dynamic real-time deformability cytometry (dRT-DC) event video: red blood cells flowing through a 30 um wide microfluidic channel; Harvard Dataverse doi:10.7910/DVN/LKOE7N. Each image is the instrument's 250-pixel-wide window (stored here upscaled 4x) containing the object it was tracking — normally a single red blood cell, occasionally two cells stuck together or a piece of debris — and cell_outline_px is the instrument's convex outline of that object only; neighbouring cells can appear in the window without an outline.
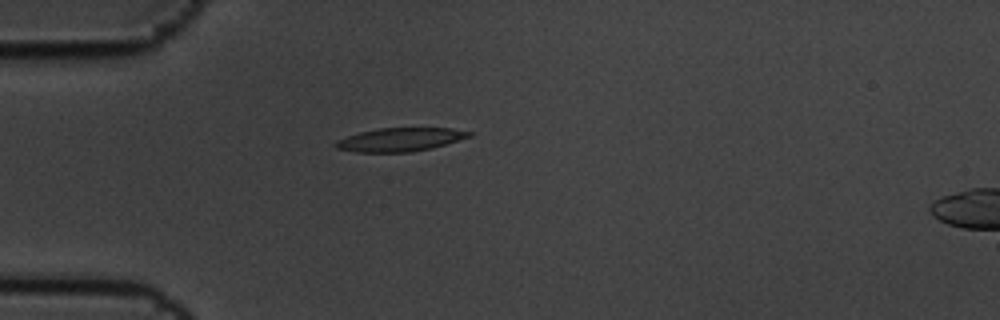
{"species": "common noctule bat (a hibernating species)", "species_latin": "Nyctalus noctula", "temperature_condition": "cold", "stored_images_in_passage": 7, "camera_frame_rate_fps": 3000, "um_per_image_px": 0.085, "animal": {"sex": "male", "body_mass_g": 19.5, "forearm_length_mm": 54.6}, "frame": {"image": 1, "passage_image": 1, "time_ms": 0.0, "image_size_px": [1000, 320], "cell_outline_px": [[472, 136], [432, 148], [412, 152], [356, 152], [336, 148], [332, 144], [336, 140], [360, 132], [380, 128], [452, 128], [472, 132]], "centroid_in_image_um": [34.0, 11.87], "position_along_channel_um": 51.0, "area_um2": 18.26}}
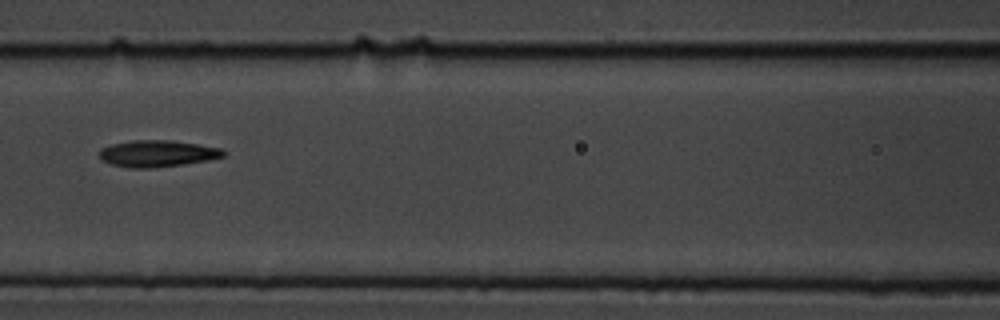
{"frame": {"image": 2, "passage_image": 4, "time_ms": 1.0, "image_size_px": [1000, 320], "cell_outline_px": [[224, 156], [208, 160], [184, 164], [148, 168], [132, 168], [112, 164], [100, 160], [100, 148], [112, 144], [132, 140], [168, 140], [196, 144], [220, 148], [224, 152]], "centroid_in_image_um": [13.33, 13.05], "position_along_channel_um": 153.3, "area_um2": 19.02}}
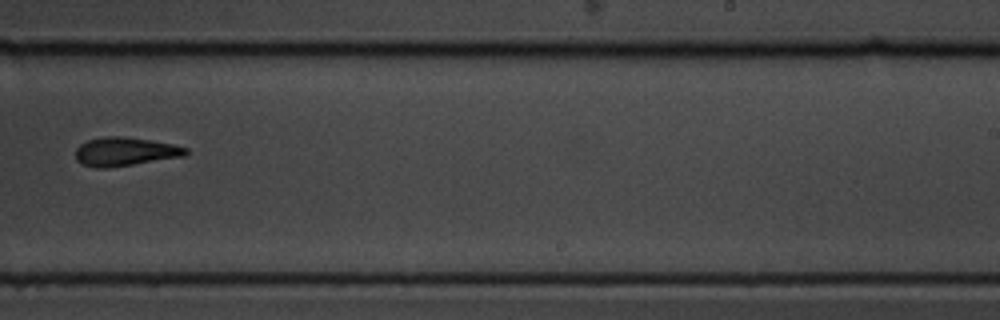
{"frame": {"image": 3, "passage_image": 7, "time_ms": 2.0, "image_size_px": [1000, 320], "cell_outline_px": [[188, 152], [184, 156], [108, 168], [96, 168], [84, 164], [76, 160], [76, 148], [80, 144], [88, 140], [104, 136], [120, 136], [148, 140], [172, 144], [188, 148]], "centroid_in_image_um": [10.6, 12.89], "position_along_channel_um": 278.4, "area_um2": 18.21}}